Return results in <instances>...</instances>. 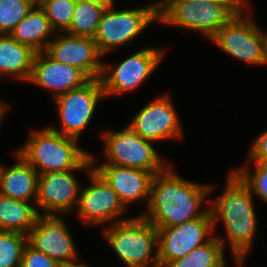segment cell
<instances>
[{
  "label": "cell",
  "mask_w": 267,
  "mask_h": 267,
  "mask_svg": "<svg viewBox=\"0 0 267 267\" xmlns=\"http://www.w3.org/2000/svg\"><path fill=\"white\" fill-rule=\"evenodd\" d=\"M27 235L0 230V267H20Z\"/></svg>",
  "instance_id": "obj_26"
},
{
  "label": "cell",
  "mask_w": 267,
  "mask_h": 267,
  "mask_svg": "<svg viewBox=\"0 0 267 267\" xmlns=\"http://www.w3.org/2000/svg\"><path fill=\"white\" fill-rule=\"evenodd\" d=\"M37 4L45 12L56 33L65 32L69 28L76 0H37Z\"/></svg>",
  "instance_id": "obj_25"
},
{
  "label": "cell",
  "mask_w": 267,
  "mask_h": 267,
  "mask_svg": "<svg viewBox=\"0 0 267 267\" xmlns=\"http://www.w3.org/2000/svg\"><path fill=\"white\" fill-rule=\"evenodd\" d=\"M66 267H91V266H89L88 264L86 265V263H81L80 262V264H77V265H74V266H66Z\"/></svg>",
  "instance_id": "obj_34"
},
{
  "label": "cell",
  "mask_w": 267,
  "mask_h": 267,
  "mask_svg": "<svg viewBox=\"0 0 267 267\" xmlns=\"http://www.w3.org/2000/svg\"><path fill=\"white\" fill-rule=\"evenodd\" d=\"M87 174L90 185L82 186L75 210L81 223L104 228L128 220L129 217H121L128 209L108 182L95 169Z\"/></svg>",
  "instance_id": "obj_10"
},
{
  "label": "cell",
  "mask_w": 267,
  "mask_h": 267,
  "mask_svg": "<svg viewBox=\"0 0 267 267\" xmlns=\"http://www.w3.org/2000/svg\"><path fill=\"white\" fill-rule=\"evenodd\" d=\"M253 198L248 187L231 170L223 193L217 199L211 200L212 204L209 206L214 229L221 221L227 233V239L221 235L216 237L224 248H226V240L228 241L231 255L238 267L244 265L257 234L258 220Z\"/></svg>",
  "instance_id": "obj_2"
},
{
  "label": "cell",
  "mask_w": 267,
  "mask_h": 267,
  "mask_svg": "<svg viewBox=\"0 0 267 267\" xmlns=\"http://www.w3.org/2000/svg\"><path fill=\"white\" fill-rule=\"evenodd\" d=\"M17 162L11 167L0 165V195L27 202L37 196V171L16 151Z\"/></svg>",
  "instance_id": "obj_19"
},
{
  "label": "cell",
  "mask_w": 267,
  "mask_h": 267,
  "mask_svg": "<svg viewBox=\"0 0 267 267\" xmlns=\"http://www.w3.org/2000/svg\"><path fill=\"white\" fill-rule=\"evenodd\" d=\"M104 10L89 1L76 0L71 24L65 32L74 36L94 38Z\"/></svg>",
  "instance_id": "obj_24"
},
{
  "label": "cell",
  "mask_w": 267,
  "mask_h": 267,
  "mask_svg": "<svg viewBox=\"0 0 267 267\" xmlns=\"http://www.w3.org/2000/svg\"><path fill=\"white\" fill-rule=\"evenodd\" d=\"M169 94L165 93L146 104L128 125L140 137L152 142L183 139L182 125Z\"/></svg>",
  "instance_id": "obj_14"
},
{
  "label": "cell",
  "mask_w": 267,
  "mask_h": 267,
  "mask_svg": "<svg viewBox=\"0 0 267 267\" xmlns=\"http://www.w3.org/2000/svg\"><path fill=\"white\" fill-rule=\"evenodd\" d=\"M40 215L36 202L0 195V230L27 235L37 223Z\"/></svg>",
  "instance_id": "obj_22"
},
{
  "label": "cell",
  "mask_w": 267,
  "mask_h": 267,
  "mask_svg": "<svg viewBox=\"0 0 267 267\" xmlns=\"http://www.w3.org/2000/svg\"><path fill=\"white\" fill-rule=\"evenodd\" d=\"M161 48H143L117 66L103 63L100 77L105 97L135 91L160 65L165 55Z\"/></svg>",
  "instance_id": "obj_11"
},
{
  "label": "cell",
  "mask_w": 267,
  "mask_h": 267,
  "mask_svg": "<svg viewBox=\"0 0 267 267\" xmlns=\"http://www.w3.org/2000/svg\"><path fill=\"white\" fill-rule=\"evenodd\" d=\"M154 21L159 22L155 2L140 8L105 9L101 15L94 41L104 57L109 52L137 38Z\"/></svg>",
  "instance_id": "obj_8"
},
{
  "label": "cell",
  "mask_w": 267,
  "mask_h": 267,
  "mask_svg": "<svg viewBox=\"0 0 267 267\" xmlns=\"http://www.w3.org/2000/svg\"><path fill=\"white\" fill-rule=\"evenodd\" d=\"M56 33L45 12L36 4L16 25L10 35L20 44L29 46L36 53L46 51Z\"/></svg>",
  "instance_id": "obj_21"
},
{
  "label": "cell",
  "mask_w": 267,
  "mask_h": 267,
  "mask_svg": "<svg viewBox=\"0 0 267 267\" xmlns=\"http://www.w3.org/2000/svg\"><path fill=\"white\" fill-rule=\"evenodd\" d=\"M118 131H107L104 139L103 164H114L152 172L154 175L164 171L168 164L157 152L152 141L143 139L129 126Z\"/></svg>",
  "instance_id": "obj_7"
},
{
  "label": "cell",
  "mask_w": 267,
  "mask_h": 267,
  "mask_svg": "<svg viewBox=\"0 0 267 267\" xmlns=\"http://www.w3.org/2000/svg\"><path fill=\"white\" fill-rule=\"evenodd\" d=\"M265 38V48H266V62H267V32L263 31Z\"/></svg>",
  "instance_id": "obj_35"
},
{
  "label": "cell",
  "mask_w": 267,
  "mask_h": 267,
  "mask_svg": "<svg viewBox=\"0 0 267 267\" xmlns=\"http://www.w3.org/2000/svg\"><path fill=\"white\" fill-rule=\"evenodd\" d=\"M65 220L59 215H40L27 234V243L63 267L78 263L79 253Z\"/></svg>",
  "instance_id": "obj_13"
},
{
  "label": "cell",
  "mask_w": 267,
  "mask_h": 267,
  "mask_svg": "<svg viewBox=\"0 0 267 267\" xmlns=\"http://www.w3.org/2000/svg\"><path fill=\"white\" fill-rule=\"evenodd\" d=\"M23 147L15 151L41 175L48 172L86 170L91 172V154L81 149L79 140L54 132L49 127L32 130Z\"/></svg>",
  "instance_id": "obj_3"
},
{
  "label": "cell",
  "mask_w": 267,
  "mask_h": 267,
  "mask_svg": "<svg viewBox=\"0 0 267 267\" xmlns=\"http://www.w3.org/2000/svg\"><path fill=\"white\" fill-rule=\"evenodd\" d=\"M250 2L248 0H158L156 3Z\"/></svg>",
  "instance_id": "obj_31"
},
{
  "label": "cell",
  "mask_w": 267,
  "mask_h": 267,
  "mask_svg": "<svg viewBox=\"0 0 267 267\" xmlns=\"http://www.w3.org/2000/svg\"><path fill=\"white\" fill-rule=\"evenodd\" d=\"M36 52L20 44L10 34H0V78L13 76L28 82Z\"/></svg>",
  "instance_id": "obj_20"
},
{
  "label": "cell",
  "mask_w": 267,
  "mask_h": 267,
  "mask_svg": "<svg viewBox=\"0 0 267 267\" xmlns=\"http://www.w3.org/2000/svg\"><path fill=\"white\" fill-rule=\"evenodd\" d=\"M74 171L38 175L35 202L39 209L42 208L41 215L60 216V213L71 214L75 211L82 186L74 177Z\"/></svg>",
  "instance_id": "obj_15"
},
{
  "label": "cell",
  "mask_w": 267,
  "mask_h": 267,
  "mask_svg": "<svg viewBox=\"0 0 267 267\" xmlns=\"http://www.w3.org/2000/svg\"><path fill=\"white\" fill-rule=\"evenodd\" d=\"M255 171L251 173L249 165L243 164L232 170L240 180L248 187L251 195L259 198L267 204V166L261 163H253Z\"/></svg>",
  "instance_id": "obj_28"
},
{
  "label": "cell",
  "mask_w": 267,
  "mask_h": 267,
  "mask_svg": "<svg viewBox=\"0 0 267 267\" xmlns=\"http://www.w3.org/2000/svg\"><path fill=\"white\" fill-rule=\"evenodd\" d=\"M247 3H157V15L160 23L198 31L211 40Z\"/></svg>",
  "instance_id": "obj_5"
},
{
  "label": "cell",
  "mask_w": 267,
  "mask_h": 267,
  "mask_svg": "<svg viewBox=\"0 0 267 267\" xmlns=\"http://www.w3.org/2000/svg\"><path fill=\"white\" fill-rule=\"evenodd\" d=\"M6 102L0 101V125L3 122L4 116L8 114V109L10 108V105L5 104ZM1 127V126H0Z\"/></svg>",
  "instance_id": "obj_33"
},
{
  "label": "cell",
  "mask_w": 267,
  "mask_h": 267,
  "mask_svg": "<svg viewBox=\"0 0 267 267\" xmlns=\"http://www.w3.org/2000/svg\"><path fill=\"white\" fill-rule=\"evenodd\" d=\"M37 0H0V34H10Z\"/></svg>",
  "instance_id": "obj_27"
},
{
  "label": "cell",
  "mask_w": 267,
  "mask_h": 267,
  "mask_svg": "<svg viewBox=\"0 0 267 267\" xmlns=\"http://www.w3.org/2000/svg\"><path fill=\"white\" fill-rule=\"evenodd\" d=\"M93 4L99 5L104 9H110L114 7L115 0H84Z\"/></svg>",
  "instance_id": "obj_32"
},
{
  "label": "cell",
  "mask_w": 267,
  "mask_h": 267,
  "mask_svg": "<svg viewBox=\"0 0 267 267\" xmlns=\"http://www.w3.org/2000/svg\"><path fill=\"white\" fill-rule=\"evenodd\" d=\"M20 267H63L45 253L35 250L28 243L22 253Z\"/></svg>",
  "instance_id": "obj_29"
},
{
  "label": "cell",
  "mask_w": 267,
  "mask_h": 267,
  "mask_svg": "<svg viewBox=\"0 0 267 267\" xmlns=\"http://www.w3.org/2000/svg\"><path fill=\"white\" fill-rule=\"evenodd\" d=\"M225 251L215 235L209 242L193 249L185 257L168 262L164 267H225Z\"/></svg>",
  "instance_id": "obj_23"
},
{
  "label": "cell",
  "mask_w": 267,
  "mask_h": 267,
  "mask_svg": "<svg viewBox=\"0 0 267 267\" xmlns=\"http://www.w3.org/2000/svg\"><path fill=\"white\" fill-rule=\"evenodd\" d=\"M248 11L251 12V7L247 3L220 28L211 41L237 60L249 65H267L263 30L256 25Z\"/></svg>",
  "instance_id": "obj_6"
},
{
  "label": "cell",
  "mask_w": 267,
  "mask_h": 267,
  "mask_svg": "<svg viewBox=\"0 0 267 267\" xmlns=\"http://www.w3.org/2000/svg\"><path fill=\"white\" fill-rule=\"evenodd\" d=\"M102 233L125 266L159 267L157 229L141 215L108 225Z\"/></svg>",
  "instance_id": "obj_4"
},
{
  "label": "cell",
  "mask_w": 267,
  "mask_h": 267,
  "mask_svg": "<svg viewBox=\"0 0 267 267\" xmlns=\"http://www.w3.org/2000/svg\"><path fill=\"white\" fill-rule=\"evenodd\" d=\"M172 165L153 176L146 212L141 214L156 228L178 226L203 217L209 211L208 207H201L214 186L186 180Z\"/></svg>",
  "instance_id": "obj_1"
},
{
  "label": "cell",
  "mask_w": 267,
  "mask_h": 267,
  "mask_svg": "<svg viewBox=\"0 0 267 267\" xmlns=\"http://www.w3.org/2000/svg\"><path fill=\"white\" fill-rule=\"evenodd\" d=\"M101 98H105V94L100 78L90 79L83 86L56 97L54 101L60 128L52 125L48 127L54 132L79 140L90 124Z\"/></svg>",
  "instance_id": "obj_9"
},
{
  "label": "cell",
  "mask_w": 267,
  "mask_h": 267,
  "mask_svg": "<svg viewBox=\"0 0 267 267\" xmlns=\"http://www.w3.org/2000/svg\"><path fill=\"white\" fill-rule=\"evenodd\" d=\"M96 156L91 154L93 168L116 191L120 201L128 209L133 202H147L150 198L151 182L154 174L146 170L117 166L114 164H101L97 166Z\"/></svg>",
  "instance_id": "obj_18"
},
{
  "label": "cell",
  "mask_w": 267,
  "mask_h": 267,
  "mask_svg": "<svg viewBox=\"0 0 267 267\" xmlns=\"http://www.w3.org/2000/svg\"><path fill=\"white\" fill-rule=\"evenodd\" d=\"M248 163H261L267 166V129L254 138L248 153Z\"/></svg>",
  "instance_id": "obj_30"
},
{
  "label": "cell",
  "mask_w": 267,
  "mask_h": 267,
  "mask_svg": "<svg viewBox=\"0 0 267 267\" xmlns=\"http://www.w3.org/2000/svg\"><path fill=\"white\" fill-rule=\"evenodd\" d=\"M90 78L77 67L55 61L45 51L35 54L28 83L52 92L53 99L79 88Z\"/></svg>",
  "instance_id": "obj_17"
},
{
  "label": "cell",
  "mask_w": 267,
  "mask_h": 267,
  "mask_svg": "<svg viewBox=\"0 0 267 267\" xmlns=\"http://www.w3.org/2000/svg\"><path fill=\"white\" fill-rule=\"evenodd\" d=\"M156 229L159 267L185 257L193 249L209 242L215 236L210 210L203 217L181 225Z\"/></svg>",
  "instance_id": "obj_12"
},
{
  "label": "cell",
  "mask_w": 267,
  "mask_h": 267,
  "mask_svg": "<svg viewBox=\"0 0 267 267\" xmlns=\"http://www.w3.org/2000/svg\"><path fill=\"white\" fill-rule=\"evenodd\" d=\"M55 35L45 51L51 58L57 62L77 67L90 79L101 77L103 55L98 50L94 38L74 36L66 32L55 33Z\"/></svg>",
  "instance_id": "obj_16"
}]
</instances>
